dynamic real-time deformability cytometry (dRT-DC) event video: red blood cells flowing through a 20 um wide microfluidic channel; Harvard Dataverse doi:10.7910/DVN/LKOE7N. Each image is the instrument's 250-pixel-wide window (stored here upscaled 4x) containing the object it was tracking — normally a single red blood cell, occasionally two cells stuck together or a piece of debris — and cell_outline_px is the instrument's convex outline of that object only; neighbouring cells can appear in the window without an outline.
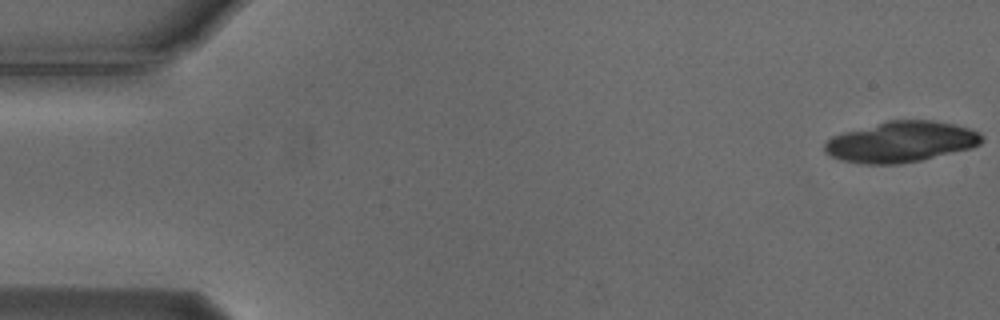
{"species": "Egyptian fruit bat (a non-hibernating species)", "species_latin": "Rousettus aegyptiacus", "temperature_condition": "cold", "stored_images_in_passage": 19, "camera_frame_rate_fps": 3000, "um_per_image_px": 0.085, "animal": {"sex": "male"}, "frame": {"image": 1, "passage_image": 1, "time_ms": 0.0, "image_size_px": [1000, 320], "cell_outline_px": [[984, 140], [980, 144], [972, 148], [920, 160], [900, 164], [864, 164], [844, 160], [832, 156], [824, 152], [824, 144], [832, 136], [844, 132], [888, 120], [932, 120], [956, 124], [980, 132], [984, 136]], "centroid_in_image_um": [76.63, 12.05], "position_along_channel_um": 8.4, "area_um2": 37.34}}